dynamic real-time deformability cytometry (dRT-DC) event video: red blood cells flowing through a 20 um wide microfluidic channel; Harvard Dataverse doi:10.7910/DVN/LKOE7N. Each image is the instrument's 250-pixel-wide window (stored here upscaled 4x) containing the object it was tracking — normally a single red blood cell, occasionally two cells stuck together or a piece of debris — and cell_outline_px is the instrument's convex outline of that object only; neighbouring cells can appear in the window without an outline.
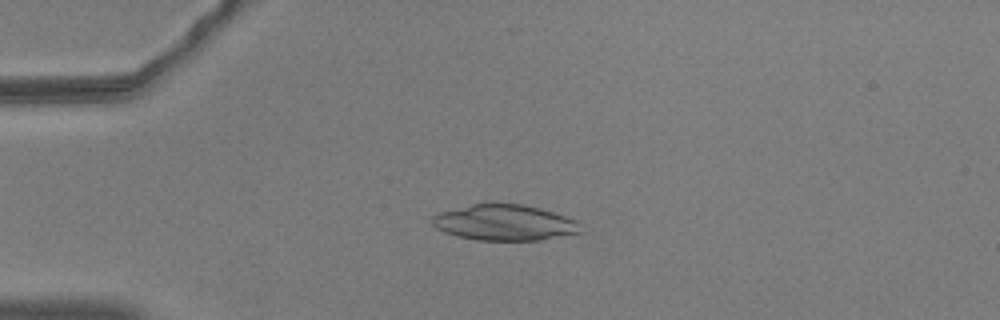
{"species": "common noctule bat (a hibernating species)", "species_latin": "Nyctalus noctula", "temperature_condition": "warm", "stored_images_in_passage": 8, "camera_frame_rate_fps": 3000, "um_per_image_px": 0.085, "animal": {"sex": "male", "body_mass_g": 20.5, "forearm_length_mm": 52.5}, "frame": {"image": 1, "passage_image": 5, "time_ms": 1.333, "image_size_px": [1000, 320], "cell_outline_px": [[580, 232], [540, 240], [480, 240], [460, 236], [444, 232], [436, 228], [428, 220], [432, 216], [440, 212], [472, 204], [524, 204], [540, 208], [576, 220]], "centroid_in_image_um": [42.82, 18.92], "position_along_channel_um": 42.2, "area_um2": 30.52}}